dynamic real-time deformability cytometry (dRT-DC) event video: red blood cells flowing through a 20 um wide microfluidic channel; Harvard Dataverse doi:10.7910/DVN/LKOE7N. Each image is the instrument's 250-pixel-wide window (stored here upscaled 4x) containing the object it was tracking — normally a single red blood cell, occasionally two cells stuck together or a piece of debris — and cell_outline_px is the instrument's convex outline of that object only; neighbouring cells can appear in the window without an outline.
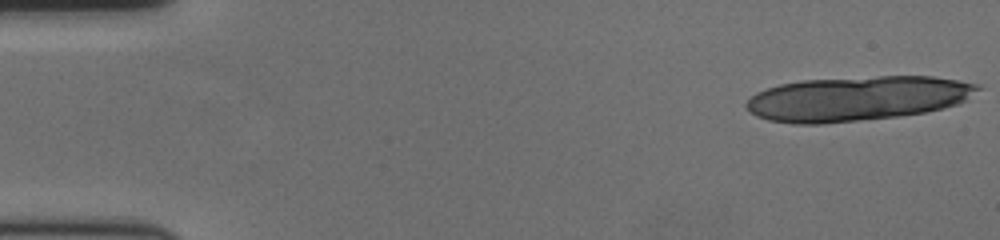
{"species": "human", "species_latin": "Homo sapiens", "temperature_condition": "cold", "stored_images_in_passage": 19, "camera_frame_rate_fps": 3000, "um_per_image_px": 0.085, "donor": {"sex": "female"}, "frame": {"image": 1, "passage_image": 1, "time_ms": 0.0, "image_size_px": [1000, 240], "cell_outline_px": [[984, 88], [960, 104], [944, 108], [924, 112], [900, 116], [820, 124], [792, 124], [768, 120], [756, 116], [744, 104], [756, 92], [780, 84], [800, 80], [880, 76], [932, 76], [980, 84]], "centroid_in_image_um": [72.9, 8.37], "position_along_channel_um": 12.1, "area_um2": 60.46}}